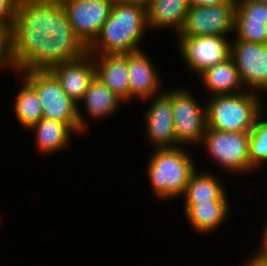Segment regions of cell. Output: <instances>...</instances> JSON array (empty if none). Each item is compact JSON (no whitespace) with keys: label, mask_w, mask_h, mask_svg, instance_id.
I'll return each mask as SVG.
<instances>
[{"label":"cell","mask_w":267,"mask_h":266,"mask_svg":"<svg viewBox=\"0 0 267 266\" xmlns=\"http://www.w3.org/2000/svg\"><path fill=\"white\" fill-rule=\"evenodd\" d=\"M9 38L14 75L49 70L87 52L59 0H20Z\"/></svg>","instance_id":"cell-1"},{"label":"cell","mask_w":267,"mask_h":266,"mask_svg":"<svg viewBox=\"0 0 267 266\" xmlns=\"http://www.w3.org/2000/svg\"><path fill=\"white\" fill-rule=\"evenodd\" d=\"M147 31L145 8L115 0L107 21L87 48V52L104 55L139 51L141 50L139 45Z\"/></svg>","instance_id":"cell-2"},{"label":"cell","mask_w":267,"mask_h":266,"mask_svg":"<svg viewBox=\"0 0 267 266\" xmlns=\"http://www.w3.org/2000/svg\"><path fill=\"white\" fill-rule=\"evenodd\" d=\"M146 164V177L150 181L152 194L157 200L180 198L186 189L190 175L198 168L189 149H155Z\"/></svg>","instance_id":"cell-3"},{"label":"cell","mask_w":267,"mask_h":266,"mask_svg":"<svg viewBox=\"0 0 267 266\" xmlns=\"http://www.w3.org/2000/svg\"><path fill=\"white\" fill-rule=\"evenodd\" d=\"M206 97L207 128L224 132L250 133L265 108L263 96L254 91Z\"/></svg>","instance_id":"cell-4"},{"label":"cell","mask_w":267,"mask_h":266,"mask_svg":"<svg viewBox=\"0 0 267 266\" xmlns=\"http://www.w3.org/2000/svg\"><path fill=\"white\" fill-rule=\"evenodd\" d=\"M37 92L42 105L43 118L60 121L80 135L78 104L61 88L59 81L49 70H28L17 73Z\"/></svg>","instance_id":"cell-5"},{"label":"cell","mask_w":267,"mask_h":266,"mask_svg":"<svg viewBox=\"0 0 267 266\" xmlns=\"http://www.w3.org/2000/svg\"><path fill=\"white\" fill-rule=\"evenodd\" d=\"M210 160L227 173L248 174L256 171L250 164L249 133L224 132L207 128L201 143Z\"/></svg>","instance_id":"cell-6"},{"label":"cell","mask_w":267,"mask_h":266,"mask_svg":"<svg viewBox=\"0 0 267 266\" xmlns=\"http://www.w3.org/2000/svg\"><path fill=\"white\" fill-rule=\"evenodd\" d=\"M187 87L172 89L173 124L176 141L186 146L201 143L206 130L205 104Z\"/></svg>","instance_id":"cell-7"},{"label":"cell","mask_w":267,"mask_h":266,"mask_svg":"<svg viewBox=\"0 0 267 266\" xmlns=\"http://www.w3.org/2000/svg\"><path fill=\"white\" fill-rule=\"evenodd\" d=\"M180 56L186 68L199 76L206 69L230 57V37L222 35L176 36Z\"/></svg>","instance_id":"cell-8"},{"label":"cell","mask_w":267,"mask_h":266,"mask_svg":"<svg viewBox=\"0 0 267 266\" xmlns=\"http://www.w3.org/2000/svg\"><path fill=\"white\" fill-rule=\"evenodd\" d=\"M75 36L88 48L107 21L115 0H59Z\"/></svg>","instance_id":"cell-9"},{"label":"cell","mask_w":267,"mask_h":266,"mask_svg":"<svg viewBox=\"0 0 267 266\" xmlns=\"http://www.w3.org/2000/svg\"><path fill=\"white\" fill-rule=\"evenodd\" d=\"M49 71L59 81L61 88L67 96L78 104L80 131L85 134L88 125L86 118H84V113L80 111L81 106L79 108V102L83 99L90 82L96 76L93 55L86 52L78 59L52 66Z\"/></svg>","instance_id":"cell-10"},{"label":"cell","mask_w":267,"mask_h":266,"mask_svg":"<svg viewBox=\"0 0 267 266\" xmlns=\"http://www.w3.org/2000/svg\"><path fill=\"white\" fill-rule=\"evenodd\" d=\"M235 4L190 6L184 27L177 36H232ZM231 34V35H230Z\"/></svg>","instance_id":"cell-11"},{"label":"cell","mask_w":267,"mask_h":266,"mask_svg":"<svg viewBox=\"0 0 267 266\" xmlns=\"http://www.w3.org/2000/svg\"><path fill=\"white\" fill-rule=\"evenodd\" d=\"M152 101L144 112L146 140L155 149L177 148L173 124L172 88L144 101ZM155 146V147H154Z\"/></svg>","instance_id":"cell-12"},{"label":"cell","mask_w":267,"mask_h":266,"mask_svg":"<svg viewBox=\"0 0 267 266\" xmlns=\"http://www.w3.org/2000/svg\"><path fill=\"white\" fill-rule=\"evenodd\" d=\"M230 56L246 90L260 93L267 87V44L233 40Z\"/></svg>","instance_id":"cell-13"},{"label":"cell","mask_w":267,"mask_h":266,"mask_svg":"<svg viewBox=\"0 0 267 266\" xmlns=\"http://www.w3.org/2000/svg\"><path fill=\"white\" fill-rule=\"evenodd\" d=\"M231 40L267 44V4L235 0L234 33Z\"/></svg>","instance_id":"cell-14"},{"label":"cell","mask_w":267,"mask_h":266,"mask_svg":"<svg viewBox=\"0 0 267 266\" xmlns=\"http://www.w3.org/2000/svg\"><path fill=\"white\" fill-rule=\"evenodd\" d=\"M158 71L142 49L128 53L129 102L136 98L144 101L163 92Z\"/></svg>","instance_id":"cell-15"},{"label":"cell","mask_w":267,"mask_h":266,"mask_svg":"<svg viewBox=\"0 0 267 266\" xmlns=\"http://www.w3.org/2000/svg\"><path fill=\"white\" fill-rule=\"evenodd\" d=\"M95 60L96 77L124 104L129 103L128 54H91Z\"/></svg>","instance_id":"cell-16"},{"label":"cell","mask_w":267,"mask_h":266,"mask_svg":"<svg viewBox=\"0 0 267 266\" xmlns=\"http://www.w3.org/2000/svg\"><path fill=\"white\" fill-rule=\"evenodd\" d=\"M229 200H212L200 204H184V216L194 232L210 234L215 232L230 216ZM229 215V216H228Z\"/></svg>","instance_id":"cell-17"},{"label":"cell","mask_w":267,"mask_h":266,"mask_svg":"<svg viewBox=\"0 0 267 266\" xmlns=\"http://www.w3.org/2000/svg\"><path fill=\"white\" fill-rule=\"evenodd\" d=\"M198 78L209 97L232 95L247 91L241 81L234 59L230 56L224 62L206 69Z\"/></svg>","instance_id":"cell-18"},{"label":"cell","mask_w":267,"mask_h":266,"mask_svg":"<svg viewBox=\"0 0 267 266\" xmlns=\"http://www.w3.org/2000/svg\"><path fill=\"white\" fill-rule=\"evenodd\" d=\"M189 8L188 0H151L146 9L148 29L172 28L177 36L184 27Z\"/></svg>","instance_id":"cell-19"},{"label":"cell","mask_w":267,"mask_h":266,"mask_svg":"<svg viewBox=\"0 0 267 266\" xmlns=\"http://www.w3.org/2000/svg\"><path fill=\"white\" fill-rule=\"evenodd\" d=\"M26 131H32L35 134L36 149L39 154L43 153L45 156L62 152L69 147L71 136L76 135L65 123L45 118H41Z\"/></svg>","instance_id":"cell-20"},{"label":"cell","mask_w":267,"mask_h":266,"mask_svg":"<svg viewBox=\"0 0 267 266\" xmlns=\"http://www.w3.org/2000/svg\"><path fill=\"white\" fill-rule=\"evenodd\" d=\"M81 103H84L87 117L97 121L115 115L124 102L95 76L83 99L79 102L80 105Z\"/></svg>","instance_id":"cell-21"},{"label":"cell","mask_w":267,"mask_h":266,"mask_svg":"<svg viewBox=\"0 0 267 266\" xmlns=\"http://www.w3.org/2000/svg\"><path fill=\"white\" fill-rule=\"evenodd\" d=\"M195 169L190 175L185 192L182 195L183 204H200L212 200H229L228 193L216 175L211 172H198ZM218 178V179H217Z\"/></svg>","instance_id":"cell-22"},{"label":"cell","mask_w":267,"mask_h":266,"mask_svg":"<svg viewBox=\"0 0 267 266\" xmlns=\"http://www.w3.org/2000/svg\"><path fill=\"white\" fill-rule=\"evenodd\" d=\"M14 102L15 118L23 129L28 130L43 118L42 105L36 90L23 78Z\"/></svg>","instance_id":"cell-23"},{"label":"cell","mask_w":267,"mask_h":266,"mask_svg":"<svg viewBox=\"0 0 267 266\" xmlns=\"http://www.w3.org/2000/svg\"><path fill=\"white\" fill-rule=\"evenodd\" d=\"M265 112L263 111L258 116L255 125L249 133L250 164L256 171H260L261 167L267 163V119L264 114Z\"/></svg>","instance_id":"cell-24"},{"label":"cell","mask_w":267,"mask_h":266,"mask_svg":"<svg viewBox=\"0 0 267 266\" xmlns=\"http://www.w3.org/2000/svg\"><path fill=\"white\" fill-rule=\"evenodd\" d=\"M20 0H0V27L11 31Z\"/></svg>","instance_id":"cell-25"},{"label":"cell","mask_w":267,"mask_h":266,"mask_svg":"<svg viewBox=\"0 0 267 266\" xmlns=\"http://www.w3.org/2000/svg\"><path fill=\"white\" fill-rule=\"evenodd\" d=\"M5 69H9L14 73L10 57L9 32L0 27V70L2 71Z\"/></svg>","instance_id":"cell-26"},{"label":"cell","mask_w":267,"mask_h":266,"mask_svg":"<svg viewBox=\"0 0 267 266\" xmlns=\"http://www.w3.org/2000/svg\"><path fill=\"white\" fill-rule=\"evenodd\" d=\"M265 228L263 229V237H261L259 250H255L257 252L253 253L250 258H267V222L264 225ZM262 242V243H261Z\"/></svg>","instance_id":"cell-27"},{"label":"cell","mask_w":267,"mask_h":266,"mask_svg":"<svg viewBox=\"0 0 267 266\" xmlns=\"http://www.w3.org/2000/svg\"><path fill=\"white\" fill-rule=\"evenodd\" d=\"M190 6H211L219 4H235V0H188Z\"/></svg>","instance_id":"cell-28"},{"label":"cell","mask_w":267,"mask_h":266,"mask_svg":"<svg viewBox=\"0 0 267 266\" xmlns=\"http://www.w3.org/2000/svg\"><path fill=\"white\" fill-rule=\"evenodd\" d=\"M247 266H267V258H249L246 259Z\"/></svg>","instance_id":"cell-29"},{"label":"cell","mask_w":267,"mask_h":266,"mask_svg":"<svg viewBox=\"0 0 267 266\" xmlns=\"http://www.w3.org/2000/svg\"><path fill=\"white\" fill-rule=\"evenodd\" d=\"M118 1L125 3V4L138 5V6H141L145 9H147L151 0H118Z\"/></svg>","instance_id":"cell-30"},{"label":"cell","mask_w":267,"mask_h":266,"mask_svg":"<svg viewBox=\"0 0 267 266\" xmlns=\"http://www.w3.org/2000/svg\"><path fill=\"white\" fill-rule=\"evenodd\" d=\"M263 92L267 95V87L261 92V95Z\"/></svg>","instance_id":"cell-31"},{"label":"cell","mask_w":267,"mask_h":266,"mask_svg":"<svg viewBox=\"0 0 267 266\" xmlns=\"http://www.w3.org/2000/svg\"><path fill=\"white\" fill-rule=\"evenodd\" d=\"M257 1H260V2H263L264 4H267V0H257Z\"/></svg>","instance_id":"cell-32"}]
</instances>
